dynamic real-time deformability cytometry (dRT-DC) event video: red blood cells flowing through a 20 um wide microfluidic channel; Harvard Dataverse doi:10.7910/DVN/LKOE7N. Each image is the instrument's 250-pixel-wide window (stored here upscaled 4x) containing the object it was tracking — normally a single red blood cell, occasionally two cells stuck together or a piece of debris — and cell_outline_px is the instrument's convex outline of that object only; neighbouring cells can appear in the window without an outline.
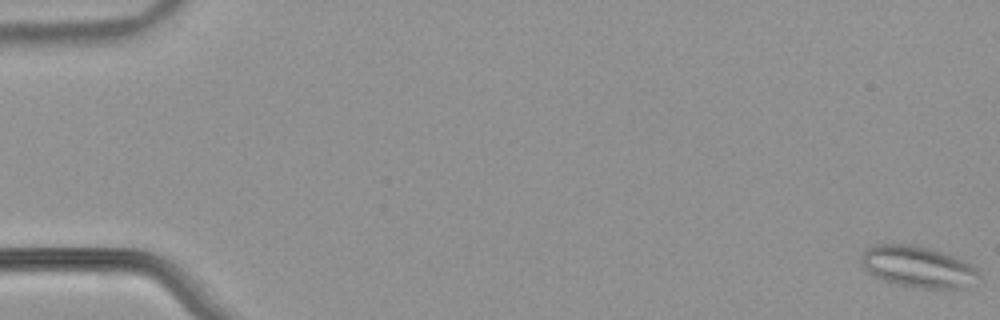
{"species": "common noctule bat (a hibernating species)", "species_latin": "Nyctalus noctula", "temperature_condition": "warm", "stored_images_in_passage": 57, "camera_frame_rate_fps": 3000, "um_per_image_px": 0.085, "animal": {"sex": "male", "body_mass_g": 21.5, "forearm_length_mm": 52.0}, "frame": {"image": 1, "passage_image": 1, "time_ms": 0.0, "image_size_px": [1000, 320], "cell_outline_px": [[980, 276], [976, 284], [968, 288], [920, 288], [900, 284], [884, 280], [872, 276], [860, 264], [860, 256], [872, 244], [916, 244], [932, 248], [944, 252], [964, 260], [972, 264], [980, 272]], "centroid_in_image_um": [78.07, 22.66], "position_along_channel_um": 6.9, "area_um2": 28.96}}
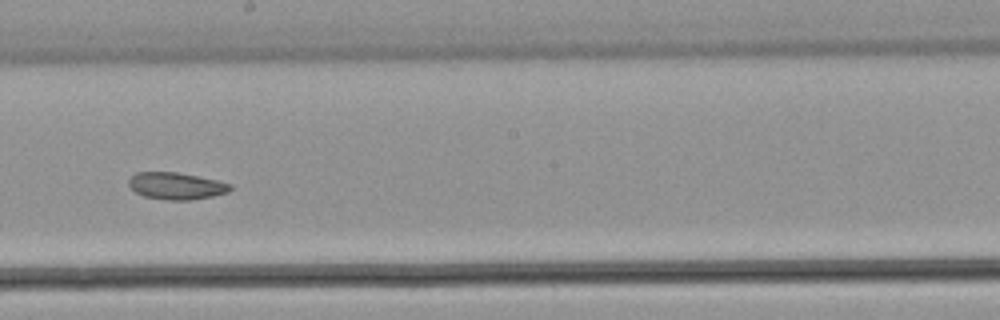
{"frame": {"image": 2, "passage_image": 33, "time_ms": 10.667, "image_size_px": [1000, 320], "cell_outline_px": [[232, 188], [228, 192], [212, 196], [192, 200], [168, 200], [144, 196], [136, 192], [128, 184], [128, 180], [136, 172], [176, 172], [216, 180], [232, 184]], "centroid_in_image_um": [14.98, 15.8], "position_along_channel_um": 233.2, "area_um2": 15.84}}
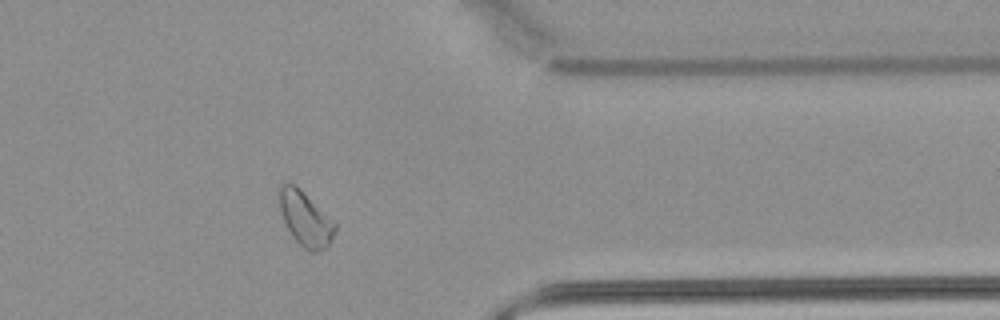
{"frame": {"image": 3, "passage_image": 46, "time_ms": 15.0, "image_size_px": [1000, 320], "cell_outline_px": [[336, 228], [328, 244], [324, 248], [316, 252], [308, 252], [292, 236], [284, 220], [280, 208], [280, 188], [284, 184], [296, 184], [336, 224]], "centroid_in_image_um": [25.96, 18.61], "position_along_channel_um": 385.4, "area_um2": 17.05}, "authors_computed_cell_mechanics": {"area_um2": 19.363, "velocity_mm_per_s": 3.7948, "shape_relaxation_time_tau1_ms": null, "shape_relaxation_time_tau2_ms": 8.1284, "deformation_change_tau1": null, "deformation_change_tau2": 0.1291}}